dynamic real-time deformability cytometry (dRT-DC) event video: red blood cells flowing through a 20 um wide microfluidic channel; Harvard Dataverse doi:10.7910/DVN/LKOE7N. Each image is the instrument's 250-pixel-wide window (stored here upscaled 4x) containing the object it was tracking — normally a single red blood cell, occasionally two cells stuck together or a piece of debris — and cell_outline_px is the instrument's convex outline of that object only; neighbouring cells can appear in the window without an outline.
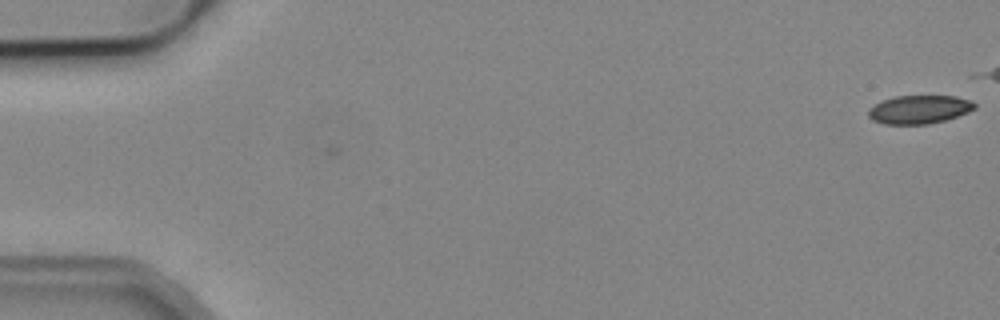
{"species": "common noctule bat (a hibernating species)", "species_latin": "Nyctalus noctula", "temperature_condition": "cold", "stored_images_in_passage": 2, "camera_frame_rate_fps": 3000, "um_per_image_px": 0.085, "animal": {"sex": "male", "body_mass_g": 19.2, "forearm_length_mm": 51.8}, "frame": {"image": 1, "passage_image": 2, "time_ms": 0.333, "image_size_px": [1000, 320], "cell_outline_px": [[976, 108], [968, 112], [944, 120], [928, 124], [884, 124], [872, 120], [868, 116], [868, 108], [884, 100], [896, 96], [956, 96], [972, 100], [976, 104]], "centroid_in_image_um": [78.14, 9.3], "position_along_channel_um": 6.9, "area_um2": 17.57}}